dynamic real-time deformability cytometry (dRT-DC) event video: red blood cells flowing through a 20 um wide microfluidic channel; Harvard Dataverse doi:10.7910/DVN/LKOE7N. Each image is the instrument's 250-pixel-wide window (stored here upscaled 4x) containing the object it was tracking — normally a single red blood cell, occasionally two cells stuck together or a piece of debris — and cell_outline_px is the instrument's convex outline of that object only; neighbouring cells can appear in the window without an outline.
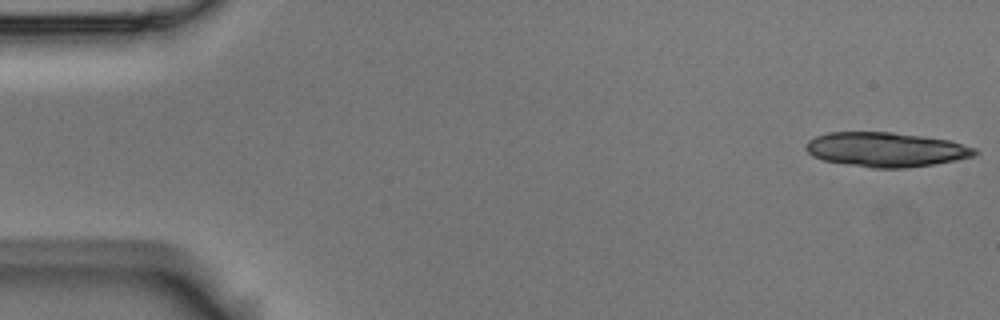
{"species": "Egyptian fruit bat (a non-hibernating species)", "species_latin": "Rousettus aegyptiacus", "temperature_condition": "room temperature", "stored_images_in_passage": 54, "camera_frame_rate_fps": 3000, "um_per_image_px": 0.085, "animal": {"sex": "male"}, "frame": {"image": 1, "passage_image": 1, "time_ms": 0.0, "image_size_px": [1000, 320], "cell_outline_px": [[980, 152], [976, 156], [956, 160], [932, 164], [904, 168], [872, 168], [824, 160], [812, 156], [804, 148], [808, 140], [816, 136], [828, 132], [892, 132], [924, 136], [952, 140], [976, 148]], "centroid_in_image_um": [75.35, 12.7], "position_along_channel_um": 9.7, "area_um2": 34.16}}
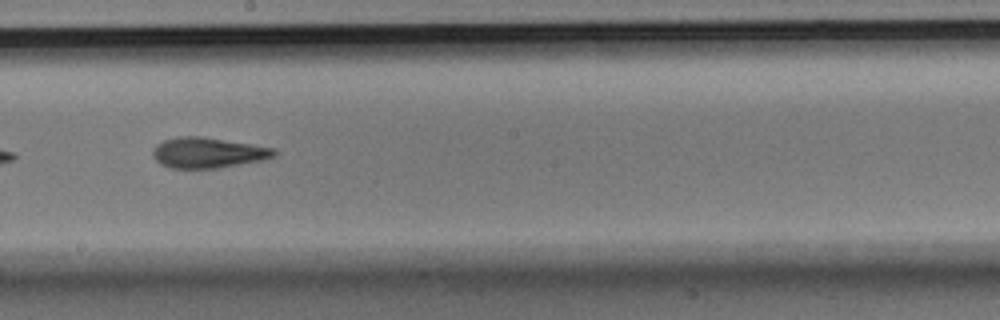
{"frame": {"image": 2, "passage_image": 30, "time_ms": 9.667, "image_size_px": [1000, 320], "cell_outline_px": [[280, 152], [276, 156], [264, 160], [216, 168], [172, 168], [160, 164], [152, 156], [152, 148], [156, 144], [164, 140], [176, 136], [200, 136], [276, 148]], "centroid_in_image_um": [17.68, 12.97], "position_along_channel_um": 230.5, "area_um2": 21.79}}
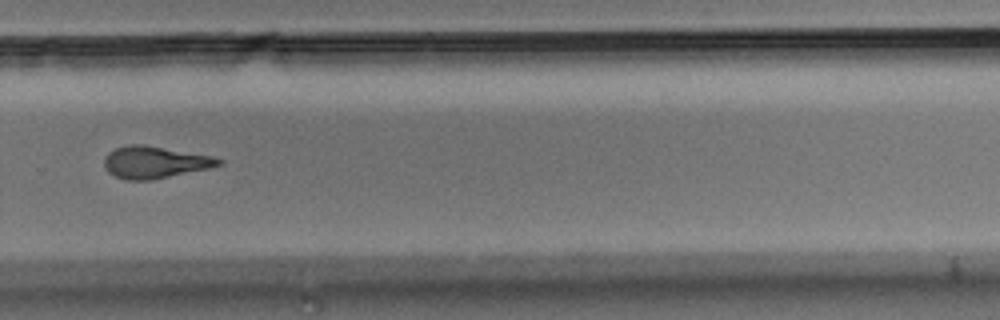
{"frame": {"image": 3, "passage_image": 37, "time_ms": 12.0, "image_size_px": [1000, 320], "cell_outline_px": [[224, 164], [208, 168], [152, 180], [128, 180], [116, 176], [108, 172], [104, 164], [104, 156], [108, 152], [116, 148], [132, 144], [144, 144], [212, 156], [224, 160]], "centroid_in_image_um": [13.16, 13.78], "position_along_channel_um": 316.6, "area_um2": 21.27}, "authors_computed_cell_mechanics": {"area_um2": 21.386, "velocity_mm_per_s": 3.7131, "shape_relaxation_time_tau1_ms": 8.7182, "shape_relaxation_time_tau2_ms": 1.8091, "deformation_change_tau1": 0.2117, "deformation_change_tau2": 0.1053}}